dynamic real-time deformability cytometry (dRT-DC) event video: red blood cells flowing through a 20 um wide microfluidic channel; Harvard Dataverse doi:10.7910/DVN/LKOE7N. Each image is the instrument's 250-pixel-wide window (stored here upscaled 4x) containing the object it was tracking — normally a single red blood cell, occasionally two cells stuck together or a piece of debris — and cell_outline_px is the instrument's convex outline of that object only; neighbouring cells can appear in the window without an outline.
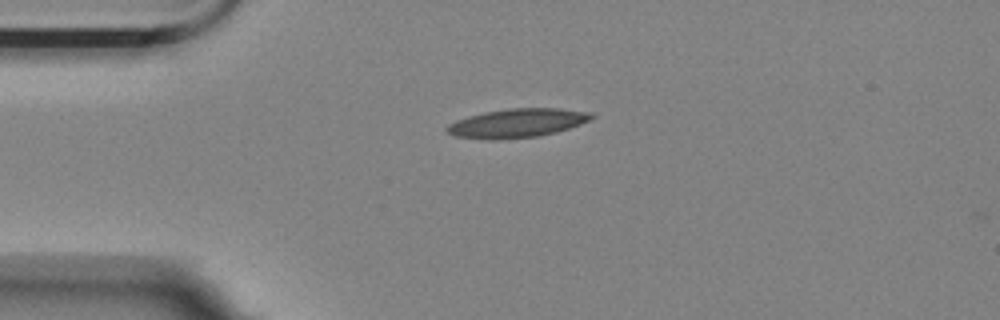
{"species": "Egyptian fruit bat (a non-hibernating species)", "species_latin": "Rousettus aegyptiacus", "temperature_condition": "room temperature", "stored_images_in_passage": 7, "camera_frame_rate_fps": 3000, "um_per_image_px": 0.085, "animal": {"sex": "female"}, "frame": {"image": 1, "passage_image": 1, "time_ms": 0.0, "image_size_px": [1000, 320], "cell_outline_px": [[596, 116], [580, 124], [556, 132], [536, 136], [496, 140], [488, 140], [456, 136], [448, 132], [444, 128], [448, 124], [456, 120], [468, 116], [484, 112], [508, 108], [560, 108], [592, 112]], "centroid_in_image_um": [43.95, 10.45], "position_along_channel_um": 41.1, "area_um2": 24.33}}
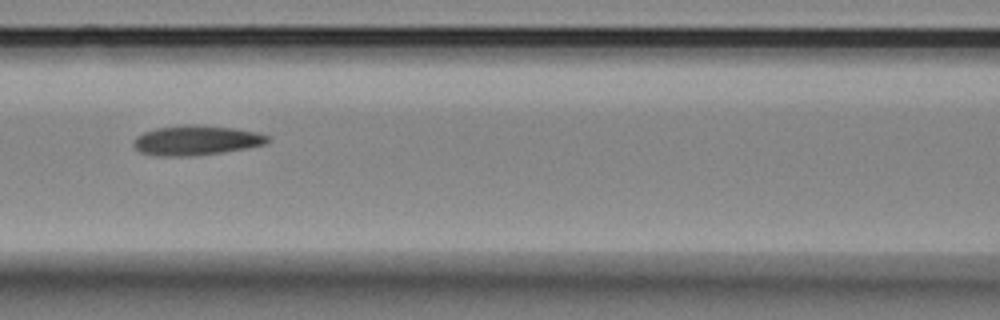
{"frame": {"image": 2, "passage_image": 4, "time_ms": 1.0, "image_size_px": [1000, 320], "cell_outline_px": [[272, 140], [268, 144], [248, 148], [220, 152], [188, 156], [156, 156], [140, 152], [132, 144], [136, 136], [144, 132], [156, 128], [192, 124], [232, 128], [256, 132], [272, 136]], "centroid_in_image_um": [16.72, 11.93], "position_along_channel_um": 149.9, "area_um2": 23.29}}
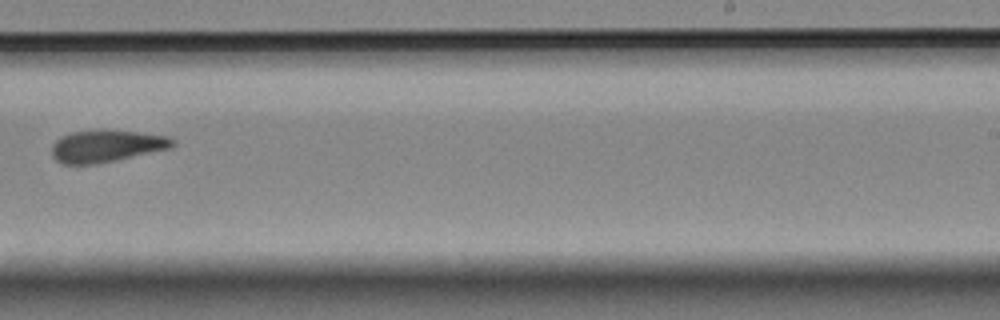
{"frame": {"image": 3, "passage_image": 7, "time_ms": 2.0, "image_size_px": [1000, 320], "cell_outline_px": [[176, 144], [172, 148], [96, 164], [60, 164], [52, 156], [52, 144], [60, 136], [72, 132], [136, 132], [168, 136], [176, 140]], "centroid_in_image_um": [9.05, 12.45], "position_along_channel_um": 279.9, "area_um2": 22.08}}